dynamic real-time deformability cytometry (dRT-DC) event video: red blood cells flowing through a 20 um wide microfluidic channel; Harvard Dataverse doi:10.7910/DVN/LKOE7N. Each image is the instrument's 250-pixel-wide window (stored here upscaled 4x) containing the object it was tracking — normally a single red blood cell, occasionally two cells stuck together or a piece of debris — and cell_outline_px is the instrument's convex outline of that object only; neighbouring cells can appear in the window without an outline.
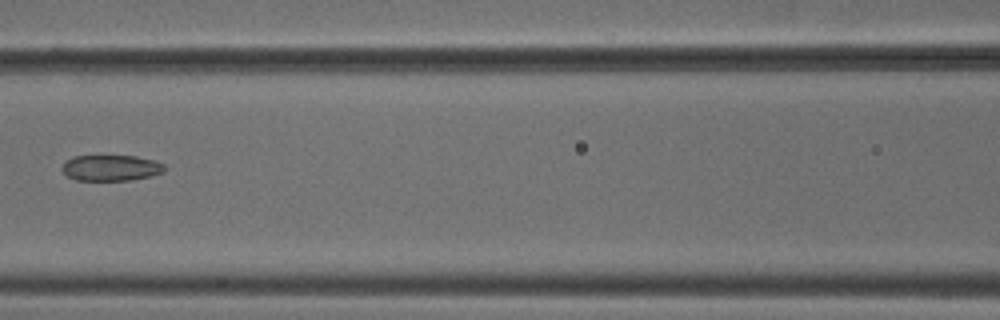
{"species": "common noctule bat (a hibernating species)", "species_latin": "Nyctalus noctula", "temperature_condition": "cold", "stored_images_in_passage": 8, "camera_frame_rate_fps": 3000, "um_per_image_px": 0.085, "animal": {"sex": "male", "body_mass_g": 18.8}, "frame": {"image": 1, "passage_image": 7, "time_ms": 2.0, "image_size_px": [1000, 320], "cell_outline_px": [[164, 172], [152, 176], [132, 180], [76, 180], [68, 176], [60, 168], [72, 156], [136, 156], [156, 160], [164, 164]], "centroid_in_image_um": [9.47, 14.27], "position_along_channel_um": 157.1, "area_um2": 15.49}}
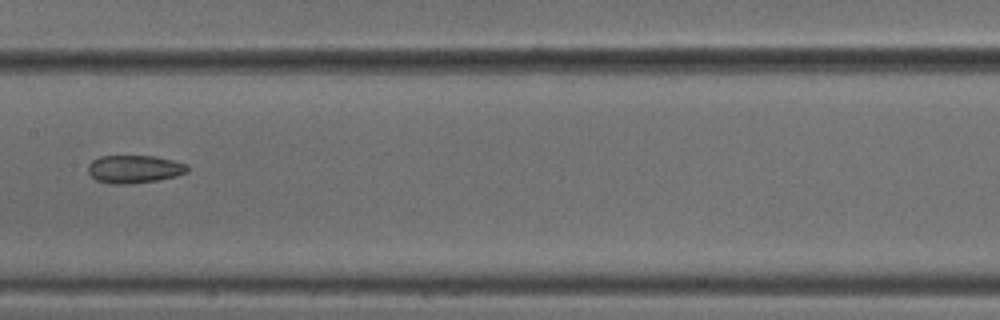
{"frame": {"image": 2, "passage_image": 8, "time_ms": 2.333, "image_size_px": [1000, 320], "cell_outline_px": [[188, 172], [176, 176], [156, 180], [128, 184], [112, 184], [96, 180], [88, 172], [88, 164], [92, 160], [100, 156], [156, 156], [188, 164]], "centroid_in_image_um": [11.41, 14.37], "position_along_channel_um": 196.0, "area_um2": 16.18}}